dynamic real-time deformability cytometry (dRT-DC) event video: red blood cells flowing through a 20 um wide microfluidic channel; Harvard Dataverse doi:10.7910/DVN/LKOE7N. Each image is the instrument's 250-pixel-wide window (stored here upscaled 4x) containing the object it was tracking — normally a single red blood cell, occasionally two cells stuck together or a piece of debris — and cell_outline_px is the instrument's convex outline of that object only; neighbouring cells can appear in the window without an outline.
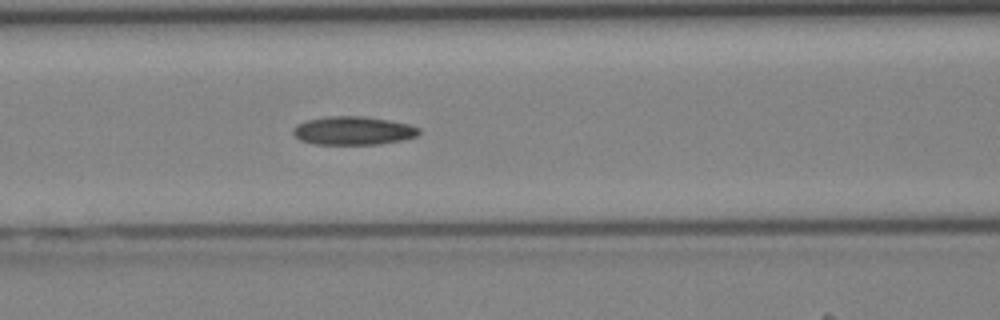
{"species": "Egyptian fruit bat (a non-hibernating species)", "species_latin": "Rousettus aegyptiacus", "temperature_condition": "cold", "stored_images_in_passage": 31, "camera_frame_rate_fps": 3000, "um_per_image_px": 0.085, "animal": {"sex": "female"}, "frame": {"image": 1, "passage_image": 9, "time_ms": 2.667, "image_size_px": [1000, 320], "cell_outline_px": [[420, 132], [416, 136], [404, 140], [380, 144], [312, 144], [300, 140], [292, 132], [292, 128], [296, 124], [308, 120], [328, 116], [364, 116], [388, 120], [408, 124], [420, 128]], "centroid_in_image_um": [30.01, 11.11], "position_along_channel_um": 136.6, "area_um2": 20.92}}
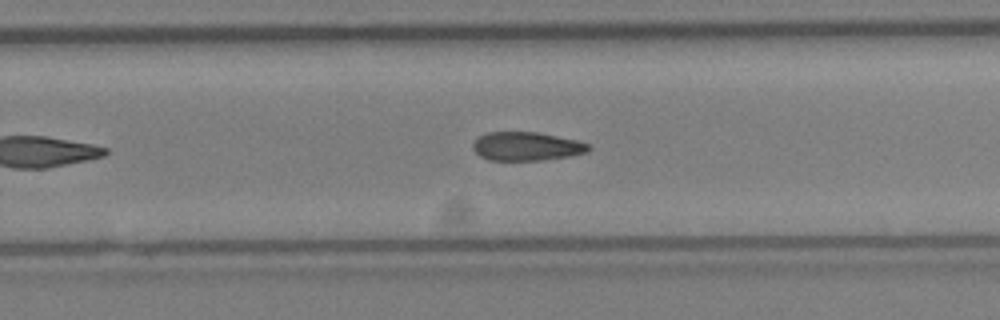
{"frame": {"image": 2, "passage_image": 18, "time_ms": 5.667, "image_size_px": [1000, 320], "cell_outline_px": [[592, 148], [588, 152], [572, 156], [544, 160], [488, 160], [480, 156], [472, 148], [472, 144], [480, 136], [488, 132], [536, 132], [576, 140], [588, 144]], "centroid_in_image_um": [44.77, 12.45], "position_along_channel_um": 285.0, "area_um2": 19.31}}
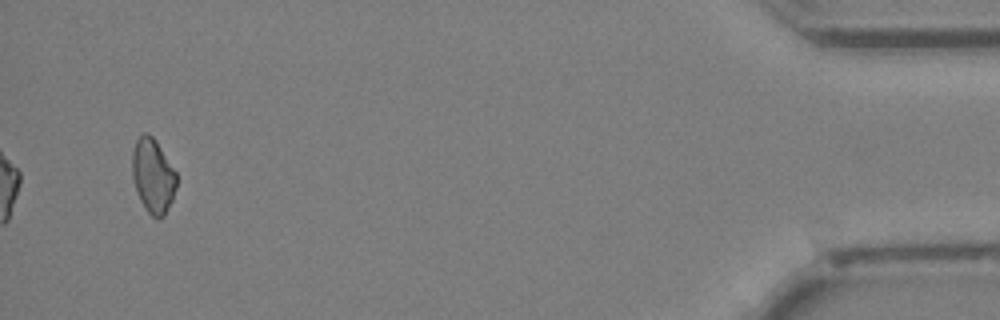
{"frame": {"image": 3, "passage_image": 31, "time_ms": 10.0, "image_size_px": [1000, 320], "cell_outline_px": [[176, 188], [172, 200], [164, 216], [160, 220], [156, 220], [148, 212], [140, 200], [132, 180], [132, 152], [136, 140], [144, 132], [148, 132], [156, 140], [176, 172]], "centroid_in_image_um": [12.99, 14.96], "position_along_channel_um": 422.2, "area_um2": 19.36}}